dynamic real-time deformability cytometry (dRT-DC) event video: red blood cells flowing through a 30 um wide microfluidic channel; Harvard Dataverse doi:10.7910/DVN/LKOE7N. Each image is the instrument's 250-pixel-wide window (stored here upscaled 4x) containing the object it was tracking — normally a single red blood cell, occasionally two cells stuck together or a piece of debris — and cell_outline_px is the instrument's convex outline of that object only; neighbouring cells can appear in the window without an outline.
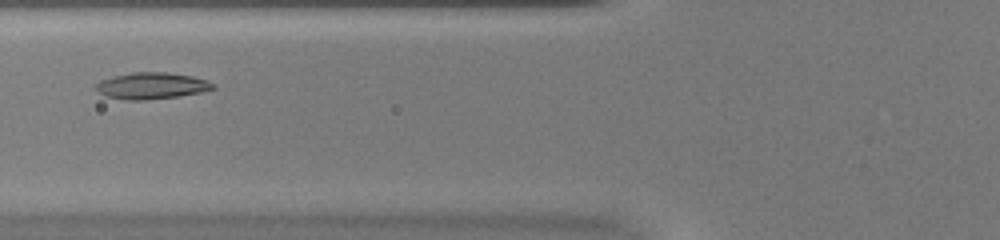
{"species": "common noctule bat (a hibernating species)", "species_latin": "Nyctalus noctula", "temperature_condition": "warm", "stored_images_in_passage": 38, "camera_frame_rate_fps": 3000, "um_per_image_px": 0.085, "animal": {"sex": "female", "body_mass_g": 20.0, "forearm_length_mm": 54.0}, "frame": {"image": 1, "passage_image": 8, "time_ms": 2.333, "image_size_px": [1000, 240], "cell_outline_px": [[216, 88], [200, 92], [176, 96], [144, 100], [128, 100], [104, 96], [96, 92], [96, 84], [100, 80], [112, 76], [132, 72], [168, 72], [192, 76], [204, 80], [212, 84]], "centroid_in_image_um": [12.8, 7.28], "position_along_channel_um": 113.0, "area_um2": 17.98}}
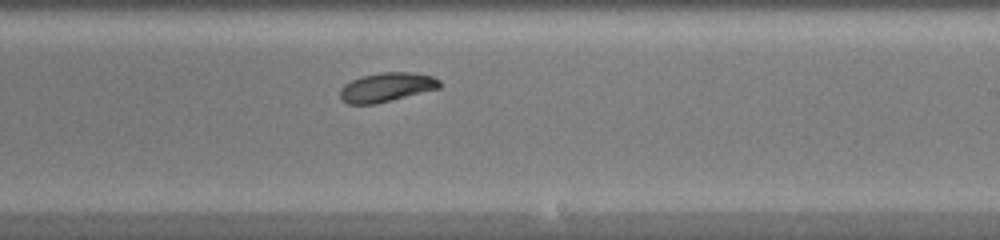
{"frame": {"image": 2, "passage_image": 19, "time_ms": 6.0, "image_size_px": [1000, 240], "cell_outline_px": [[440, 88], [376, 104], [348, 104], [340, 96], [340, 88], [344, 84], [360, 76], [380, 72], [412, 72], [432, 76], [440, 80]], "centroid_in_image_um": [32.85, 7.4], "position_along_channel_um": 256.1, "area_um2": 16.94}}
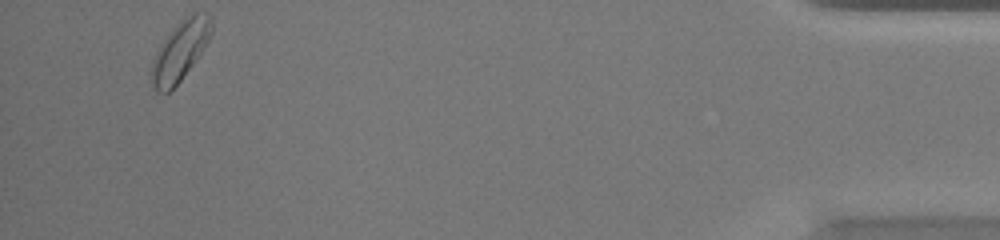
{"frame": {"image": 3, "passage_image": 37, "time_ms": 12.0, "image_size_px": [1000, 240], "cell_outline_px": [[212, 32], [204, 48], [180, 80], [168, 92], [156, 92], [152, 88], [148, 72], [152, 60], [160, 44], [172, 28], [180, 20], [192, 12], [208, 12], [212, 16]], "centroid_in_image_um": [15.27, 4.3], "position_along_channel_um": 419.9, "area_um2": 21.15}, "authors_computed_cell_mechanics": {"area_um2": 17.7446, "velocity_mm_per_s": 3.9116, "shape_relaxation_time_tau1_ms": 3.3738, "shape_relaxation_time_tau2_ms": null, "deformation_change_tau1": 0.1012, "deformation_change_tau2": null}}